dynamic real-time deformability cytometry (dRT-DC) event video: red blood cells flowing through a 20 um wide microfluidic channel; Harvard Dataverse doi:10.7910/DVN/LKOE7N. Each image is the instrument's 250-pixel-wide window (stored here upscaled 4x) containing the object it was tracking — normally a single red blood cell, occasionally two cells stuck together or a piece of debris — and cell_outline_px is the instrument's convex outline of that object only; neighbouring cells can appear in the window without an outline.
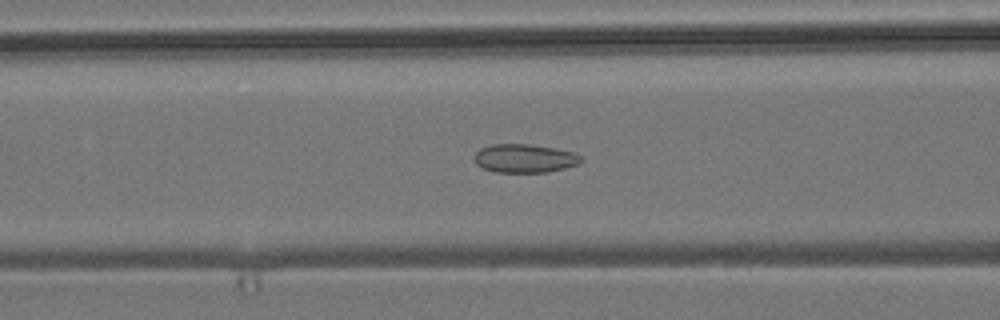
{"species": "common noctule bat (a hibernating species)", "species_latin": "Nyctalus noctula", "temperature_condition": "room temperature", "stored_images_in_passage": 51, "camera_frame_rate_fps": 3000, "um_per_image_px": 0.085, "animal": {"sex": "male", "body_mass_g": 19.2, "forearm_length_mm": 51.8}, "frame": {"image": 1, "passage_image": 18, "time_ms": 5.667, "image_size_px": [1000, 320], "cell_outline_px": [[584, 160], [580, 164], [548, 172], [496, 172], [484, 168], [476, 164], [472, 156], [480, 148], [492, 144], [528, 144], [556, 148], [576, 152], [584, 156]], "centroid_in_image_um": [44.64, 13.45], "position_along_channel_um": 122.0, "area_um2": 18.09}}
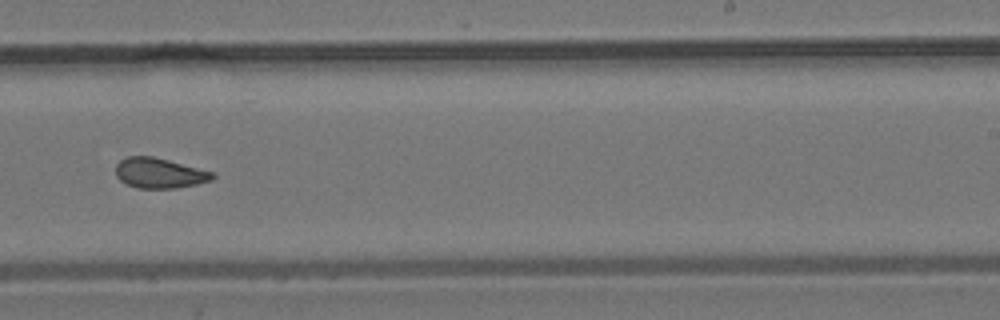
{"frame": {"image": 2, "passage_image": 30, "time_ms": 9.667, "image_size_px": [1000, 320], "cell_outline_px": [[216, 176], [212, 180], [196, 184], [176, 188], [136, 188], [124, 184], [116, 176], [116, 164], [120, 160], [128, 156], [152, 156], [216, 172]], "centroid_in_image_um": [13.56, 14.71], "position_along_channel_um": 275.4, "area_um2": 17.22}}
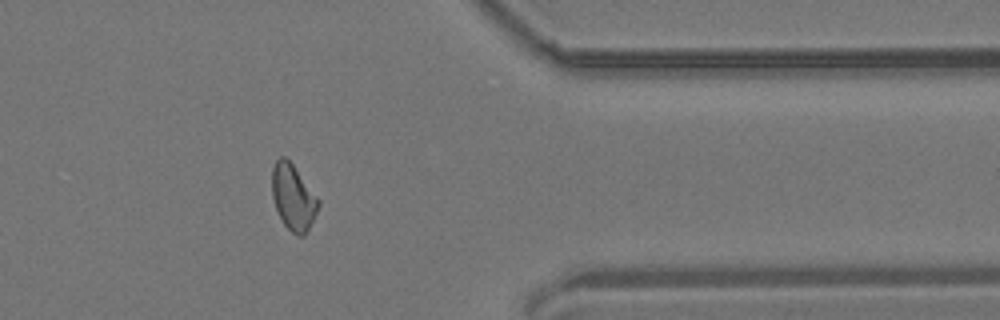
{"frame": {"image": 3, "passage_image": 40, "time_ms": 13.0, "image_size_px": [1000, 320], "cell_outline_px": [[320, 204], [304, 236], [296, 236], [284, 224], [276, 208], [272, 196], [272, 168], [276, 160], [280, 156], [284, 156], [292, 164], [320, 200]], "centroid_in_image_um": [24.91, 16.76], "position_along_channel_um": 386.5, "area_um2": 17.46}, "authors_computed_cell_mechanics": {"area_um2": 17.34, "velocity_mm_per_s": 3.8382, "shape_relaxation_time_tau1_ms": null, "shape_relaxation_time_tau2_ms": 2.1587, "deformation_change_tau1": null, "deformation_change_tau2": 0.0684}}